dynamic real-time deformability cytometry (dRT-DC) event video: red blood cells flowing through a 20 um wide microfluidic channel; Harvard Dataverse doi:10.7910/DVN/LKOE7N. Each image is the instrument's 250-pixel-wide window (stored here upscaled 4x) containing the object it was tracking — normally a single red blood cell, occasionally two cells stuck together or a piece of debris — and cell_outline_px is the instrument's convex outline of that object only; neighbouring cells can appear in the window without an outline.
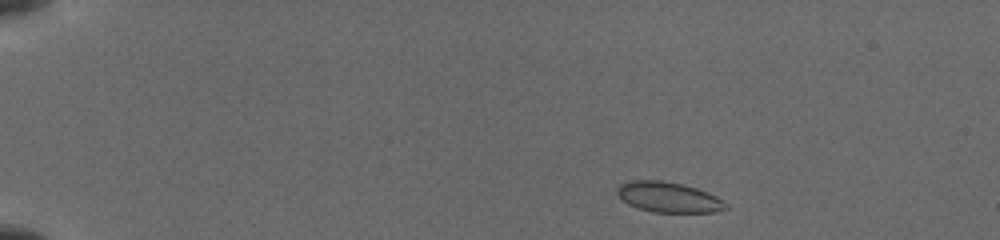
{"species": "common noctule bat (a hibernating species)", "species_latin": "Nyctalus noctula", "temperature_condition": "cold", "stored_images_in_passage": 31, "camera_frame_rate_fps": 3000, "um_per_image_px": 0.085, "animal": {"sex": "female", "body_mass_g": 19.5, "forearm_length_mm": 54.1}, "frame": {"image": 1, "passage_image": 1, "time_ms": 0.0, "image_size_px": [1000, 240], "cell_outline_px": [[728, 208], [712, 212], [656, 212], [640, 208], [628, 204], [616, 192], [620, 184], [628, 180], [660, 180], [680, 184], [696, 188], [716, 196]], "centroid_in_image_um": [56.78, 16.75], "position_along_channel_um": 28.2, "area_um2": 18.73}}
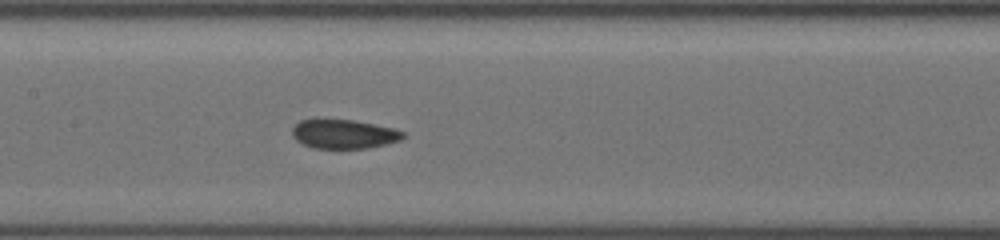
{"frame": {"image": 2, "passage_image": 18, "time_ms": 6.333, "image_size_px": [1000, 240], "cell_outline_px": [[404, 136], [400, 140], [368, 148], [312, 148], [296, 140], [292, 136], [292, 128], [300, 120], [312, 116], [324, 116], [352, 120], [392, 128], [404, 132]], "centroid_in_image_um": [29.11, 11.34], "position_along_channel_um": 178.3, "area_um2": 19.36}}
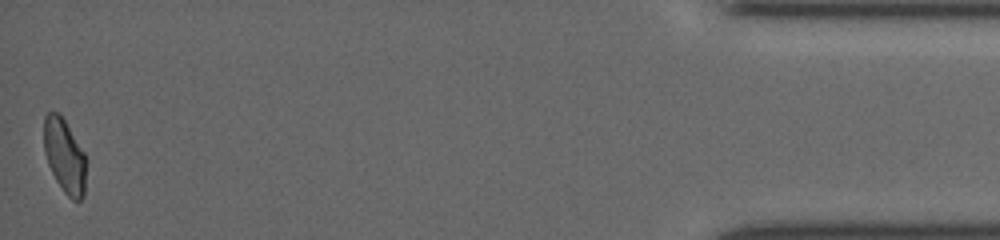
{"frame": {"image": 3, "passage_image": 31, "time_ms": 14.667, "image_size_px": [1000, 240], "cell_outline_px": [[84, 196], [80, 200], [72, 200], [64, 192], [56, 180], [48, 164], [44, 152], [44, 116], [48, 112], [60, 112], [84, 152]], "centroid_in_image_um": [5.46, 13.22], "position_along_channel_um": 429.7, "area_um2": 17.98}}